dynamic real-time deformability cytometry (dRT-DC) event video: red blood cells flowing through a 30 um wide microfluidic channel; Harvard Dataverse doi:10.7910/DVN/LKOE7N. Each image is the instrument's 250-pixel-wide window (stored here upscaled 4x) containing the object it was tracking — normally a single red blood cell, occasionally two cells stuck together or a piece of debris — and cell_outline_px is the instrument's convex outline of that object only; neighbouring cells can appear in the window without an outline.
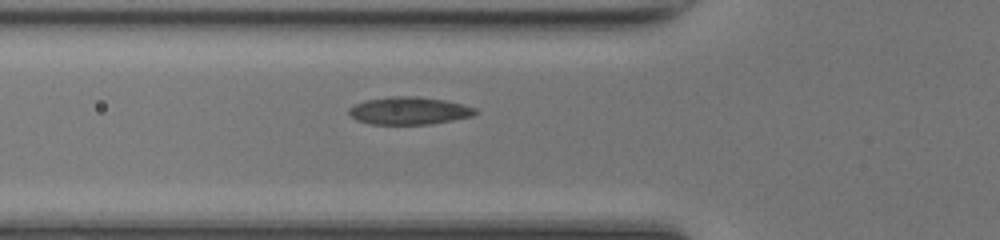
{"species": "common noctule bat (a hibernating species)", "species_latin": "Nyctalus noctula", "temperature_condition": "room temperature", "stored_images_in_passage": 30, "camera_frame_rate_fps": 3000, "um_per_image_px": 0.085, "animal": {"sex": "female", "body_mass_g": 17.0, "forearm_length_mm": 48.0}, "frame": {"image": 1, "passage_image": 2, "time_ms": 0.333, "image_size_px": [1000, 240], "cell_outline_px": [[480, 112], [472, 116], [452, 120], [428, 124], [372, 124], [356, 120], [348, 112], [348, 108], [364, 100], [392, 96], [416, 96], [444, 100], [464, 104], [476, 108]], "centroid_in_image_um": [34.79, 9.4], "position_along_channel_um": 91.0, "area_um2": 20.35}}
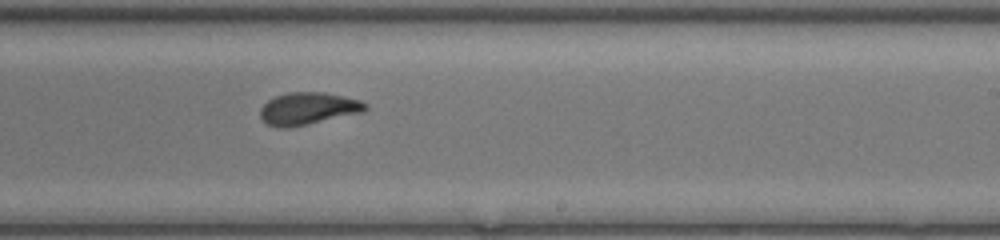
{"frame": {"image": 2, "passage_image": 14, "time_ms": 4.333, "image_size_px": [1000, 240], "cell_outline_px": [[368, 108], [364, 112], [288, 128], [280, 128], [268, 124], [260, 116], [260, 108], [268, 100], [276, 96], [288, 92], [324, 92], [344, 96], [360, 100], [368, 104]], "centroid_in_image_um": [26.21, 9.22], "position_along_channel_um": 262.8, "area_um2": 19.77}}
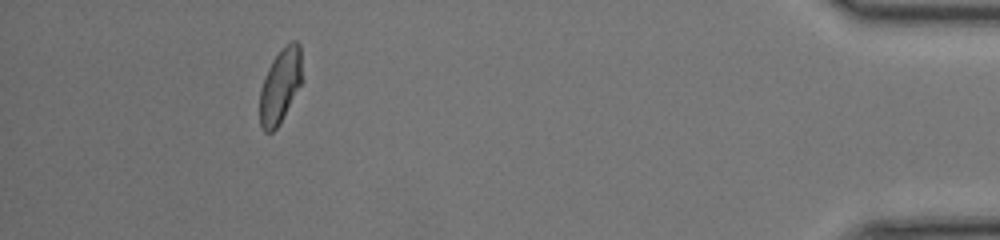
{"frame": {"image": 3, "passage_image": 29, "time_ms": 9.333, "image_size_px": [1000, 240], "cell_outline_px": [[300, 84], [280, 124], [272, 132], [264, 132], [260, 124], [260, 88], [264, 76], [272, 60], [284, 44], [292, 40], [296, 40], [300, 44]], "centroid_in_image_um": [23.78, 7.29], "position_along_channel_um": 411.4, "area_um2": 18.15}}